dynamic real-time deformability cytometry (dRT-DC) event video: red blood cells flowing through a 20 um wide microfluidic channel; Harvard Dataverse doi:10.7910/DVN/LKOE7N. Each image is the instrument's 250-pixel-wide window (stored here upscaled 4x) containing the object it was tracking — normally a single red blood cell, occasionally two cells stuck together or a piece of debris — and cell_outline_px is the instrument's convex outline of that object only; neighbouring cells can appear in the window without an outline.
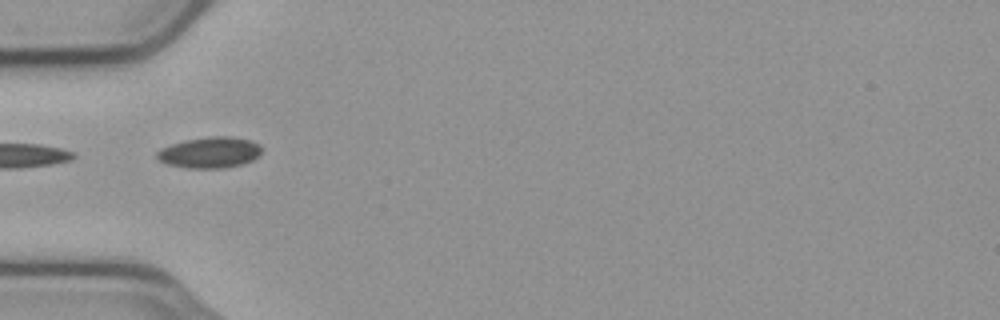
{"species": "common noctule bat (a hibernating species)", "species_latin": "Nyctalus noctula", "temperature_condition": "cold", "stored_images_in_passage": 9, "camera_frame_rate_fps": 3000, "um_per_image_px": 0.085, "animal": {"sex": "male", "body_mass_g": 23.1, "forearm_length_mm": 52.7}, "frame": {"image": 1, "passage_image": 1, "time_ms": 0.0, "image_size_px": [1000, 320], "cell_outline_px": [[264, 148], [252, 160], [240, 164], [224, 168], [188, 168], [168, 164], [160, 160], [156, 156], [156, 152], [160, 148], [184, 140], [208, 136], [232, 136], [248, 140], [260, 144]], "centroid_in_image_um": [17.82, 12.95], "position_along_channel_um": 67.2, "area_um2": 18.9}}
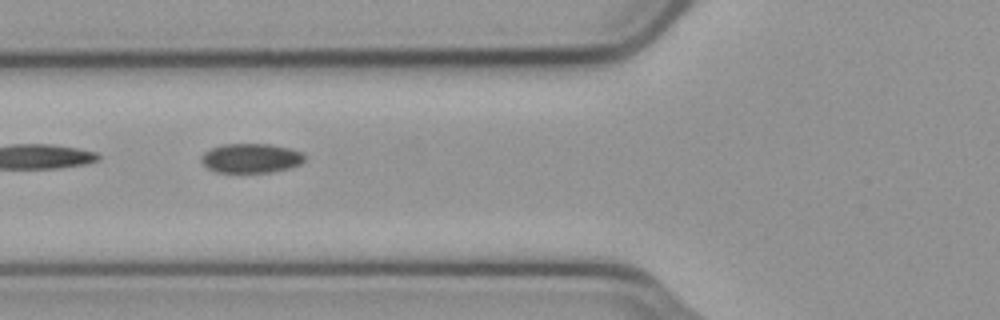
{"frame": {"image": 2, "passage_image": 4, "time_ms": 1.0, "image_size_px": [1000, 320], "cell_outline_px": [[304, 160], [300, 164], [292, 168], [272, 172], [216, 172], [208, 168], [200, 160], [200, 156], [204, 152], [212, 148], [224, 144], [272, 144], [292, 148], [304, 152]], "centroid_in_image_um": [21.37, 13.44], "position_along_channel_um": 104.4, "area_um2": 17.92}}